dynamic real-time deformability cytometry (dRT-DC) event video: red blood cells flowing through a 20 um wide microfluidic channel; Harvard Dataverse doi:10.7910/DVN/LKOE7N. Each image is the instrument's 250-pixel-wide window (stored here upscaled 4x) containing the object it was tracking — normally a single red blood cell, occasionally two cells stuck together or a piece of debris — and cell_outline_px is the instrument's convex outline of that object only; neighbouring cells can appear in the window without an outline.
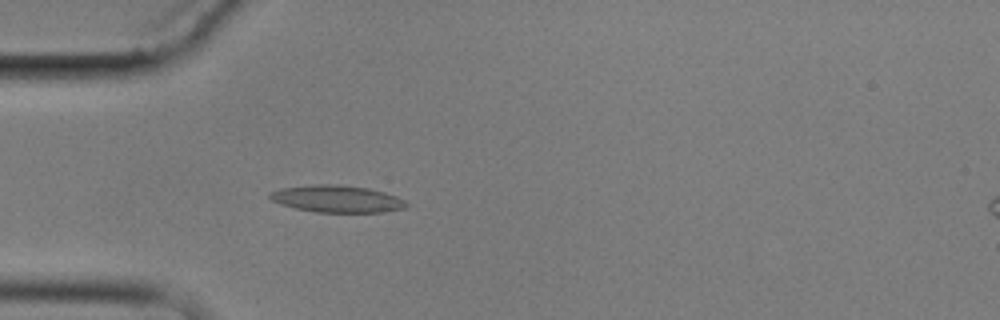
{"species": "common noctule bat (a hibernating species)", "species_latin": "Nyctalus noctula", "temperature_condition": "cold", "stored_images_in_passage": 6, "camera_frame_rate_fps": 3000, "um_per_image_px": 0.085, "animal": {"sex": "male", "body_mass_g": 17.9}, "frame": {"image": 1, "passage_image": 5, "time_ms": 4.667, "image_size_px": [1000, 320], "cell_outline_px": [[408, 204], [404, 208], [380, 212], [316, 212], [296, 208], [280, 204], [272, 200], [268, 196], [268, 192], [280, 188], [316, 184], [336, 184], [368, 188], [384, 192], [396, 196], [404, 200]], "centroid_in_image_um": [28.6, 16.89], "position_along_channel_um": 56.4, "area_um2": 21.44}}